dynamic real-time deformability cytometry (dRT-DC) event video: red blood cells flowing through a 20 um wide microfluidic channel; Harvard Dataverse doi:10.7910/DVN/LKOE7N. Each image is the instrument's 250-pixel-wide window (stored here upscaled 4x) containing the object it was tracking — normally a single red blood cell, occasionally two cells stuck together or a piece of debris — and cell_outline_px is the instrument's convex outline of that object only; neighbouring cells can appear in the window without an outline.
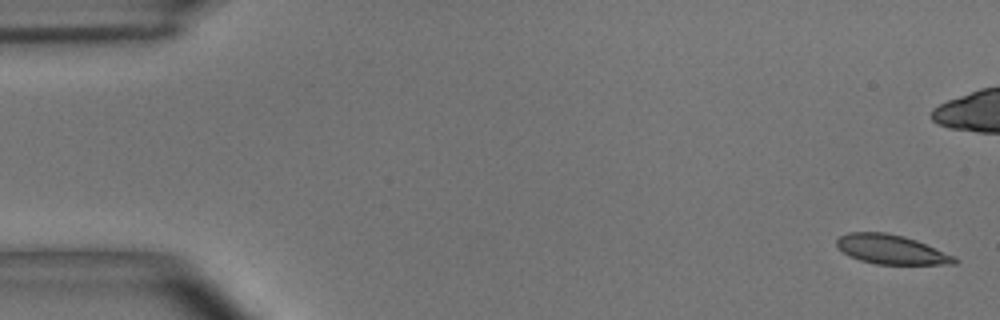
{"species": "common noctule bat (a hibernating species)", "species_latin": "Nyctalus noctula", "temperature_condition": "room temperature", "stored_images_in_passage": 2, "camera_frame_rate_fps": 3000, "um_per_image_px": 0.085, "animal": {"sex": "male", "body_mass_g": 15.6}, "frame": {"image": 1, "passage_image": 1, "time_ms": 0.0, "image_size_px": [1000, 320], "cell_outline_px": [[960, 260], [956, 264], [876, 264], [860, 260], [848, 256], [836, 244], [836, 240], [840, 236], [848, 232], [884, 232], [904, 236], [916, 240], [956, 256]], "centroid_in_image_um": [75.78, 21.21], "position_along_channel_um": 9.2, "area_um2": 20.17}}